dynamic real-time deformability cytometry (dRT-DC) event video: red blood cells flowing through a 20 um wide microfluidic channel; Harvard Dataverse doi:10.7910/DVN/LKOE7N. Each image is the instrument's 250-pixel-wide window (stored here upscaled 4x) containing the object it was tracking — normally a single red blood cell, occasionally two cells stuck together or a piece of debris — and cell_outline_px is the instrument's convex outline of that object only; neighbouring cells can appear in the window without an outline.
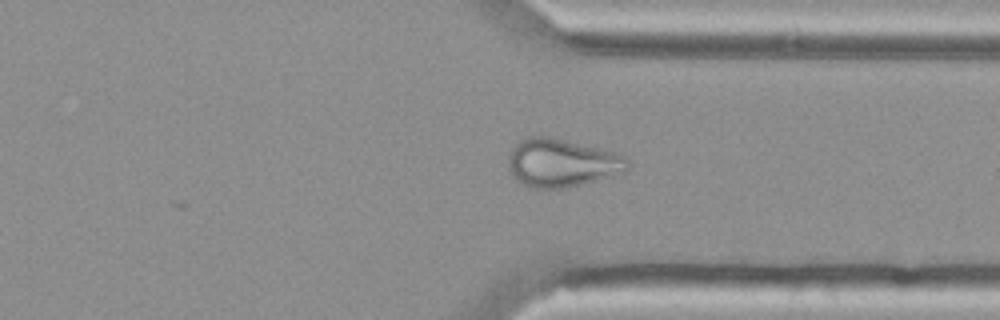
{"species": "Egyptian fruit bat (a non-hibernating species)", "species_latin": "Rousettus aegyptiacus", "temperature_condition": "cold", "stored_images_in_passage": 45, "camera_frame_rate_fps": 3000, "um_per_image_px": 0.085, "animal": {"sex": "female"}, "frame": {"image": 1, "passage_image": 32, "time_ms": 10.333, "image_size_px": [1000, 320], "cell_outline_px": [[632, 164], [628, 172], [564, 188], [532, 188], [520, 184], [516, 180], [508, 168], [508, 156], [512, 148], [520, 140], [528, 136], [548, 136], [612, 152], [624, 156]], "centroid_in_image_um": [47.74, 13.86], "position_along_channel_um": 363.7, "area_um2": 33.47}}